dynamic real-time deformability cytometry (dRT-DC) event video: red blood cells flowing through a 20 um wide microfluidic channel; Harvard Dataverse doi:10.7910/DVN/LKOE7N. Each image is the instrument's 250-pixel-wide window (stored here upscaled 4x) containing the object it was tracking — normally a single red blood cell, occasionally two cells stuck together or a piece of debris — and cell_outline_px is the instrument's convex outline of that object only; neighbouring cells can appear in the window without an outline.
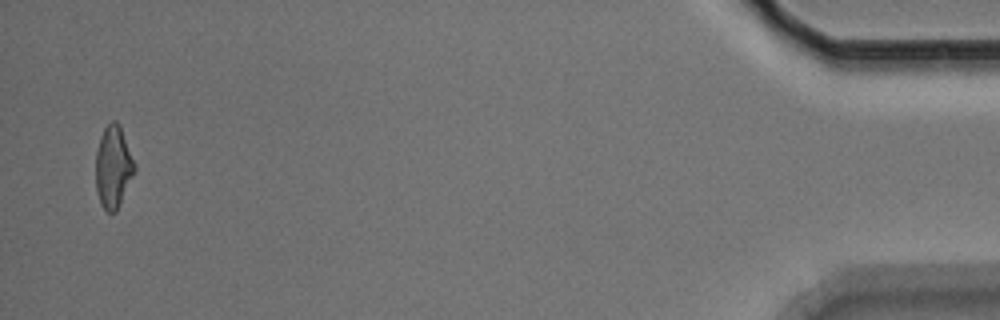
{"species": "Egyptian fruit bat (a non-hibernating species)", "species_latin": "Rousettus aegyptiacus", "temperature_condition": "room temperature", "stored_images_in_passage": 15, "camera_frame_rate_fps": 3000, "um_per_image_px": 0.085, "animal": {"sex": "male"}, "frame": {"image": 1, "passage_image": 15, "time_ms": 4.667, "image_size_px": [1000, 320], "cell_outline_px": [[136, 168], [116, 212], [108, 212], [100, 204], [96, 188], [96, 152], [104, 128], [112, 120], [116, 120], [120, 124], [136, 164]], "centroid_in_image_um": [9.64, 14.17], "position_along_channel_um": 425.6, "area_um2": 18.5}}